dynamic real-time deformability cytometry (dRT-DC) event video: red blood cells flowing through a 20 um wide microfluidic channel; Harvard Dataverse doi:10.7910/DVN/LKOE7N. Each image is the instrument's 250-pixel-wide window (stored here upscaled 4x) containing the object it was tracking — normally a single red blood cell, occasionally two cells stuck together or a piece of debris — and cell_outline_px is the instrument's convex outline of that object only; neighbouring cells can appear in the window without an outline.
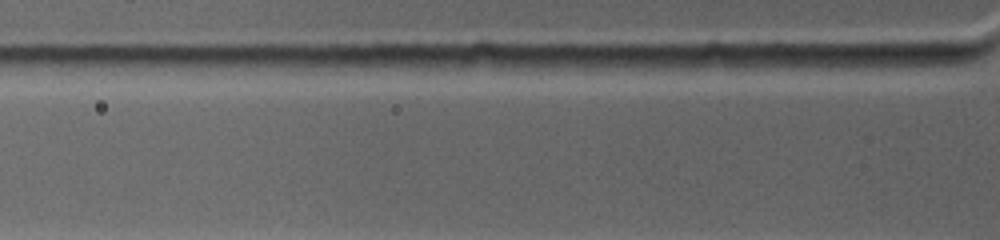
{"species": "common noctule bat (a hibernating species)", "species_latin": "Nyctalus noctula", "temperature_condition": "warm", "stored_images_in_passage": 5, "segment_of_instrument_passage": [1, 2], "camera_frame_rate_fps": 4500, "um_per_image_px": 0.085, "animal": {"sex": "female", "body_mass_g": 19.0, "forearm_length_mm": 53.3}, "frame": {"image": 1, "passage_image": 4, "time_ms": 0.889, "image_size_px": [1000, 240], "cell_outline_px": [[432, 56], [428, 64], [352, 72], [304, 64], [300, 60], [324, 56]], "centroid_in_image_um": [31.11, 5.29], "position_along_channel_um": 94.7, "area_um2": 10.69}}